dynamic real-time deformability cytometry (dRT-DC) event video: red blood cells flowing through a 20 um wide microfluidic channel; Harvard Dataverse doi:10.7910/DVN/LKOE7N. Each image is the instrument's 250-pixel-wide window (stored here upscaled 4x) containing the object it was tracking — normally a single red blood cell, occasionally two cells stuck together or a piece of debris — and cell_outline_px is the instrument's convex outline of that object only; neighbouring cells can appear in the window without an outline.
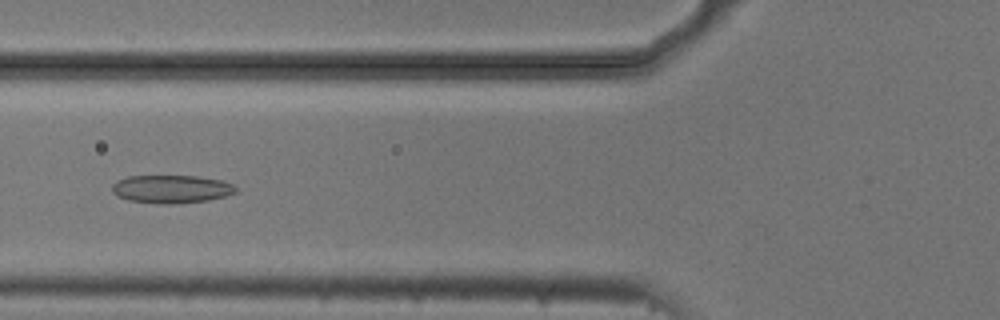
{"species": "common noctule bat (a hibernating species)", "species_latin": "Nyctalus noctula", "temperature_condition": "cold", "stored_images_in_passage": 40, "camera_frame_rate_fps": 3000, "um_per_image_px": 0.085, "animal": {"sex": "male", "body_mass_g": 20.5, "forearm_length_mm": 52.5}, "frame": {"image": 1, "passage_image": 6, "time_ms": 1.667, "image_size_px": [1000, 320], "cell_outline_px": [[236, 192], [224, 196], [208, 200], [176, 204], [160, 204], [128, 200], [116, 196], [112, 192], [112, 184], [116, 180], [128, 176], [196, 176], [220, 180], [236, 184]], "centroid_in_image_um": [14.54, 16.07], "position_along_channel_um": 111.3, "area_um2": 20.4}}
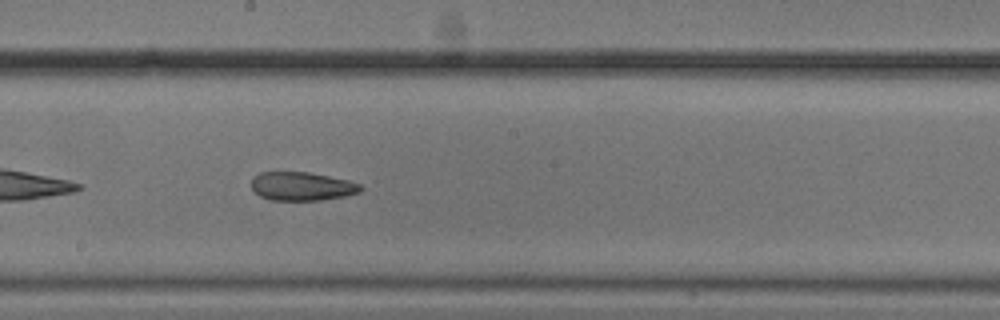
{"frame": {"image": 2, "passage_image": 15, "time_ms": 4.667, "image_size_px": [1000, 320], "cell_outline_px": [[364, 188], [360, 192], [344, 196], [320, 200], [272, 200], [260, 196], [252, 188], [252, 176], [260, 172], [308, 172], [348, 180], [360, 184]], "centroid_in_image_um": [25.66, 15.83], "position_along_channel_um": 222.5, "area_um2": 18.15}}
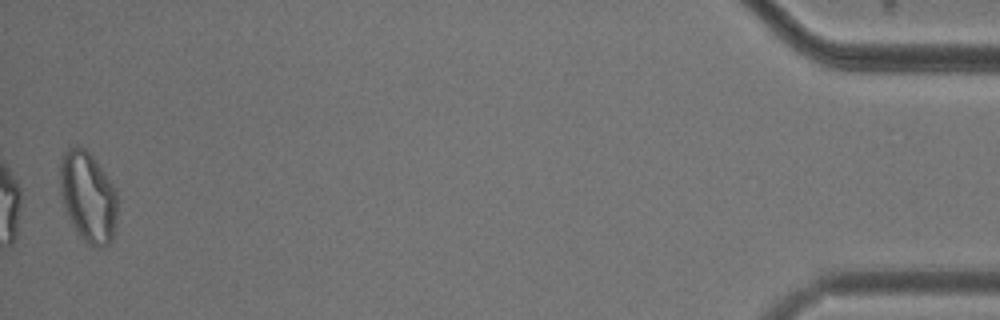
{"frame": {"image": 3, "passage_image": 39, "time_ms": 12.667, "image_size_px": [1000, 320], "cell_outline_px": [[116, 220], [112, 240], [108, 244], [100, 248], [96, 248], [84, 244], [76, 232], [64, 208], [60, 188], [60, 160], [68, 144], [76, 144], [84, 148], [92, 156], [104, 172], [112, 184], [116, 192]], "centroid_in_image_um": [7.45, 16.74], "position_along_channel_um": 427.7, "area_um2": 30.63}, "authors_computed_cell_mechanics": {"area_um2": 20.3456, "velocity_mm_per_s": 3.6922, "shape_relaxation_time_tau1_ms": null, "shape_relaxation_time_tau2_ms": 3.6124, "deformation_change_tau1": null, "deformation_change_tau2": 0.1104}}